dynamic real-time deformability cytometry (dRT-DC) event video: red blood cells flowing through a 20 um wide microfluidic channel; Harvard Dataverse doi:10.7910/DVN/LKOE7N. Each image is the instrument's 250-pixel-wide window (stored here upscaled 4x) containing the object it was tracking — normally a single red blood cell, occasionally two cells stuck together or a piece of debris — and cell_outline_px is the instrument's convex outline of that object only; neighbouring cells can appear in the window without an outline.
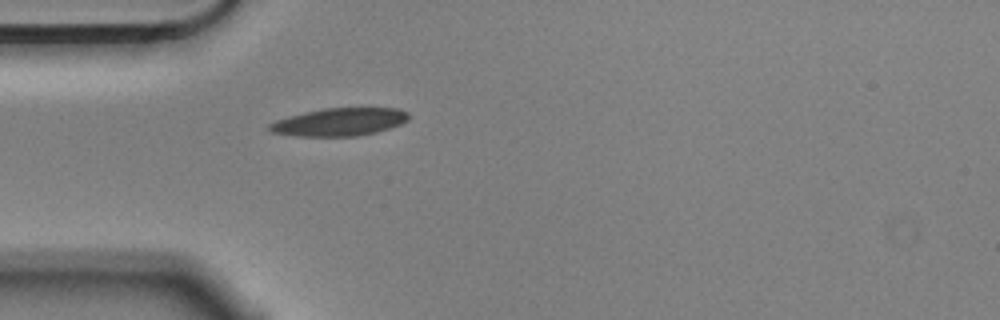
{"species": "Egyptian fruit bat (a non-hibernating species)", "species_latin": "Rousettus aegyptiacus", "temperature_condition": "cold", "stored_images_in_passage": 1, "camera_frame_rate_fps": 3000, "um_per_image_px": 0.085, "animal": {"sex": "male"}, "frame": {"image": 1, "passage_image": 1, "time_ms": 0.0, "image_size_px": [1000, 320], "cell_outline_px": [[408, 120], [400, 124], [376, 132], [356, 136], [296, 136], [272, 132], [268, 128], [268, 124], [276, 120], [288, 116], [304, 112], [324, 108], [400, 108], [408, 112]], "centroid_in_image_um": [28.84, 10.36], "position_along_channel_um": 56.2, "area_um2": 22.54}}